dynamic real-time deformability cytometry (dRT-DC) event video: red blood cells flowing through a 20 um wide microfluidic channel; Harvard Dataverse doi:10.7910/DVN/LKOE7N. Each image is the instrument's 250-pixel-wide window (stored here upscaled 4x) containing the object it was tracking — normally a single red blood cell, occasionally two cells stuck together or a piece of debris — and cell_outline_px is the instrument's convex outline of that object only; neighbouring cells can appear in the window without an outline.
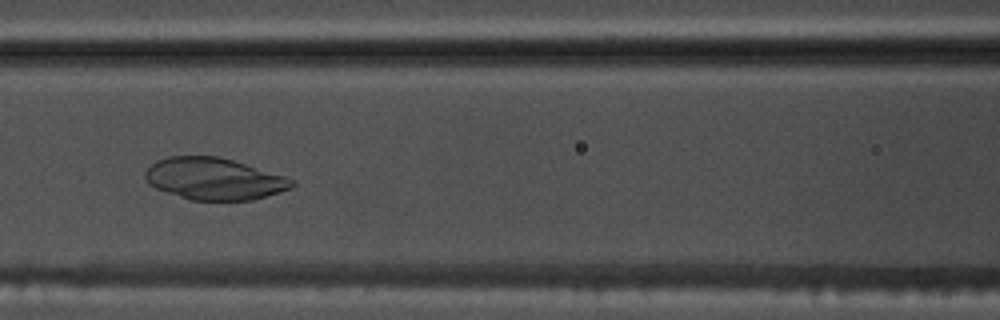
{"species": "common noctule bat (a hibernating species)", "species_latin": "Nyctalus noctula", "temperature_condition": "warm", "stored_images_in_passage": 44, "camera_frame_rate_fps": 3000, "um_per_image_px": 0.085, "animal": {"sex": "male", "body_mass_g": 17.5, "forearm_length_mm": 52.3}, "frame": {"image": 1, "passage_image": 13, "time_ms": 4.0, "image_size_px": [1000, 320], "cell_outline_px": [[296, 184], [292, 188], [252, 200], [192, 200], [156, 188], [148, 184], [144, 176], [144, 172], [156, 160], [168, 156], [216, 156], [232, 160], [288, 176], [296, 180]], "centroid_in_image_um": [18.23, 15.19], "position_along_channel_um": 148.4, "area_um2": 35.84}}
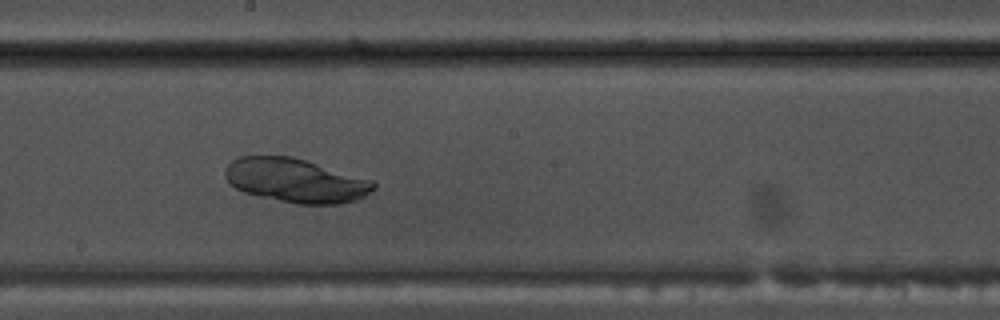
{"frame": {"image": 2, "passage_image": 19, "time_ms": 6.0, "image_size_px": [1000, 320], "cell_outline_px": [[376, 188], [364, 196], [356, 200], [340, 204], [296, 204], [260, 196], [244, 192], [228, 184], [224, 176], [224, 168], [232, 160], [240, 156], [292, 156], [372, 180], [376, 184]], "centroid_in_image_um": [25.1, 15.34], "position_along_channel_um": 223.1, "area_um2": 38.09}}
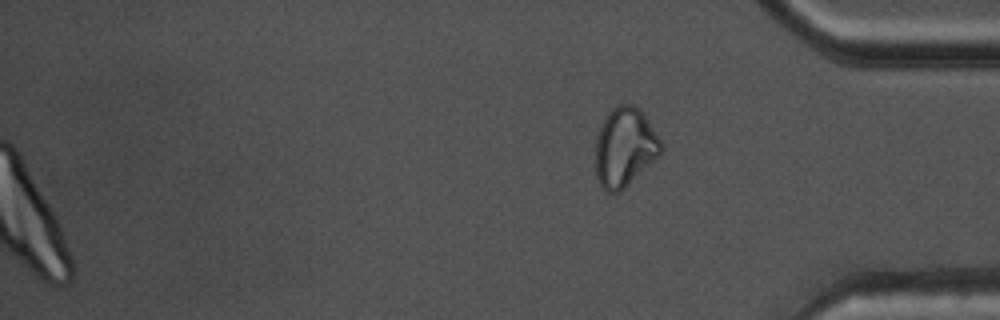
{"frame": {"image": 3, "passage_image": 44, "time_ms": 14.333, "image_size_px": [1000, 320], "cell_outline_px": [[664, 148], [660, 156], [656, 160], [620, 192], [608, 192], [600, 184], [596, 176], [596, 136], [604, 116], [616, 104], [632, 104], [640, 108], [644, 112], [660, 140]], "centroid_in_image_um": [53.12, 12.49], "position_along_channel_um": 382.1, "area_um2": 30.58}}